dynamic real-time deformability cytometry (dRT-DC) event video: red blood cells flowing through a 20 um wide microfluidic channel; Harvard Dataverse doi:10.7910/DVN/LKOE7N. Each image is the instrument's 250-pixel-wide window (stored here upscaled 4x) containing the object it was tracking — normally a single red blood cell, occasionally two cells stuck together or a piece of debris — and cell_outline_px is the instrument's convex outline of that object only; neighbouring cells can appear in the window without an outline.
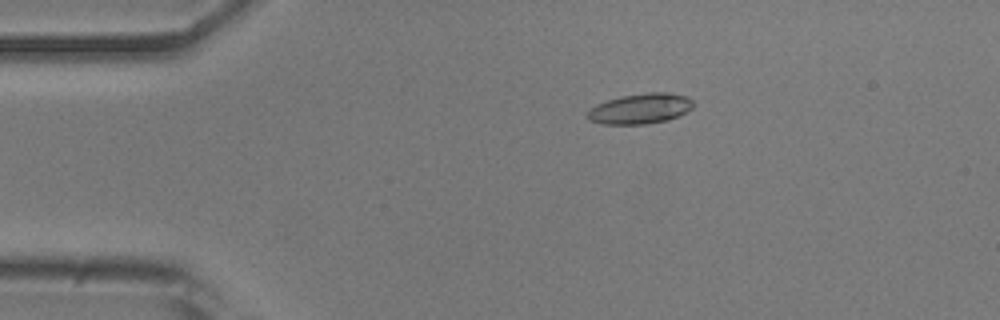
{"species": "common noctule bat (a hibernating species)", "species_latin": "Nyctalus noctula", "temperature_condition": "room temperature", "stored_images_in_passage": 53, "camera_frame_rate_fps": 3000, "um_per_image_px": 0.085, "animal": {"sex": "male", "body_mass_g": 20.5, "forearm_length_mm": 52.5}, "frame": {"image": 1, "passage_image": 10, "time_ms": 3.0, "image_size_px": [1000, 320], "cell_outline_px": [[692, 108], [680, 116], [668, 120], [644, 124], [604, 124], [588, 120], [584, 116], [596, 104], [620, 96], [648, 92], [668, 92], [688, 96], [692, 100]], "centroid_in_image_um": [54.43, 9.23], "position_along_channel_um": 30.6, "area_um2": 18.84}}
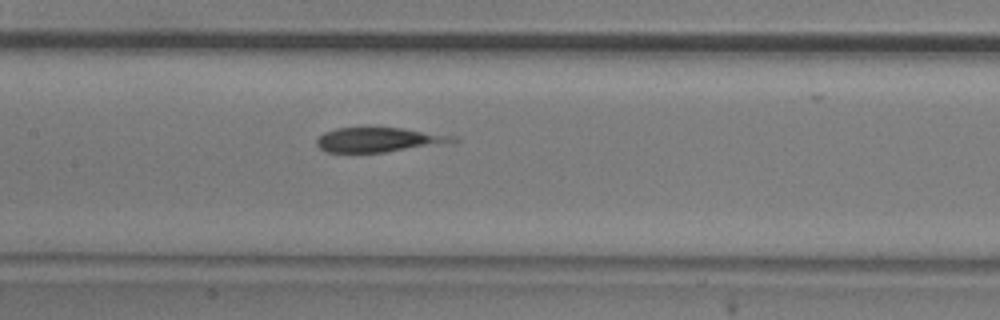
{"frame": {"image": 2, "passage_image": 25, "time_ms": 8.0, "image_size_px": [1000, 320], "cell_outline_px": [[460, 140], [452, 144], [384, 152], [324, 152], [316, 144], [316, 140], [324, 132], [336, 128], [364, 124], [368, 124], [404, 128], [460, 136]], "centroid_in_image_um": [32.3, 11.83], "position_along_channel_um": 175.1, "area_um2": 20.98}}
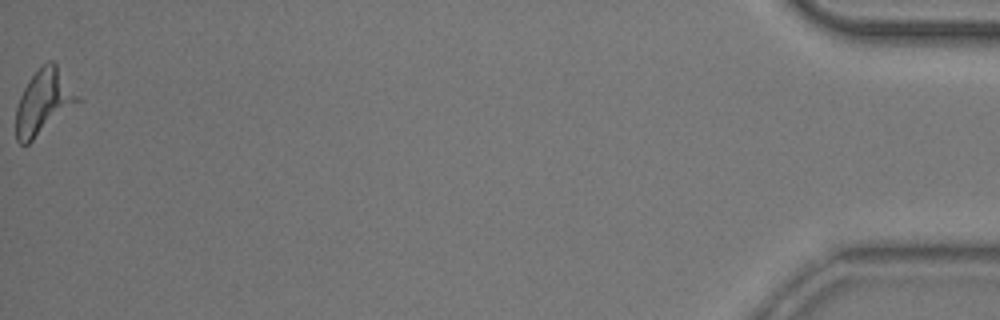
{"frame": {"image": 3, "passage_image": 53, "time_ms": 17.333, "image_size_px": [1000, 320], "cell_outline_px": [[84, 100], [28, 144], [20, 144], [16, 140], [16, 108], [20, 96], [24, 88], [32, 76], [48, 60], [52, 60], [56, 64]], "centroid_in_image_um": [3.76, 8.69], "position_along_channel_um": 431.4, "area_um2": 23.47}}